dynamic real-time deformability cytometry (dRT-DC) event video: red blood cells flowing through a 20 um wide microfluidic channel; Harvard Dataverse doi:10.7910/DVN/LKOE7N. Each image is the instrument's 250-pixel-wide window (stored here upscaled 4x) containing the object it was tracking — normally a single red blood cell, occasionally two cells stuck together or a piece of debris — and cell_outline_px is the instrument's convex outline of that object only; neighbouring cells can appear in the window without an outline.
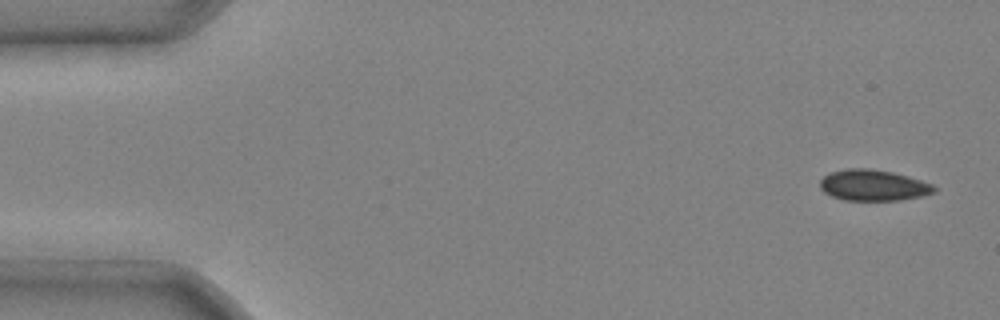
{"species": "common noctule bat (a hibernating species)", "species_latin": "Nyctalus noctula", "temperature_condition": "cold", "stored_images_in_passage": 4, "camera_frame_rate_fps": 3000, "um_per_image_px": 0.085, "animal": {"sex": "male", "body_mass_g": 20.4}, "frame": {"image": 1, "passage_image": 1, "time_ms": 0.0, "image_size_px": [1000, 320], "cell_outline_px": [[936, 192], [920, 196], [900, 200], [844, 200], [832, 196], [824, 192], [820, 188], [820, 180], [828, 172], [848, 168], [868, 168], [892, 172], [908, 176], [932, 184], [936, 188]], "centroid_in_image_um": [74.2, 15.74], "position_along_channel_um": 10.8, "area_um2": 20.63}}
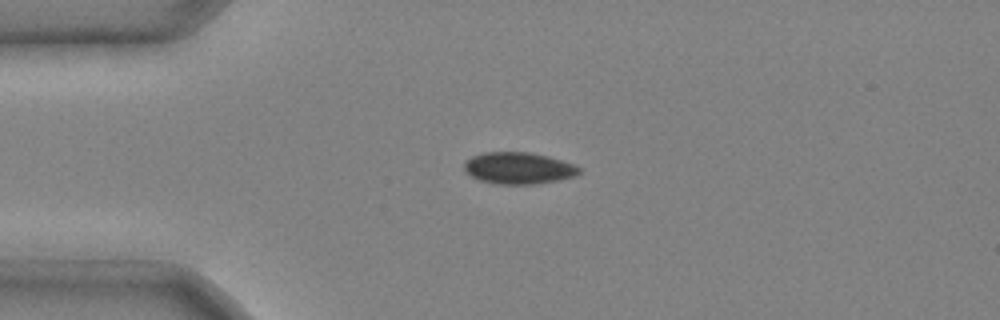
{"frame": {"image": 2, "passage_image": 3, "time_ms": 0.667, "image_size_px": [1000, 320], "cell_outline_px": [[580, 172], [576, 176], [560, 180], [532, 184], [496, 184], [480, 180], [472, 176], [464, 168], [464, 164], [472, 156], [484, 152], [532, 152], [548, 156], [572, 164], [580, 168]], "centroid_in_image_um": [44.09, 14.29], "position_along_channel_um": 40.9, "area_um2": 21.1}}
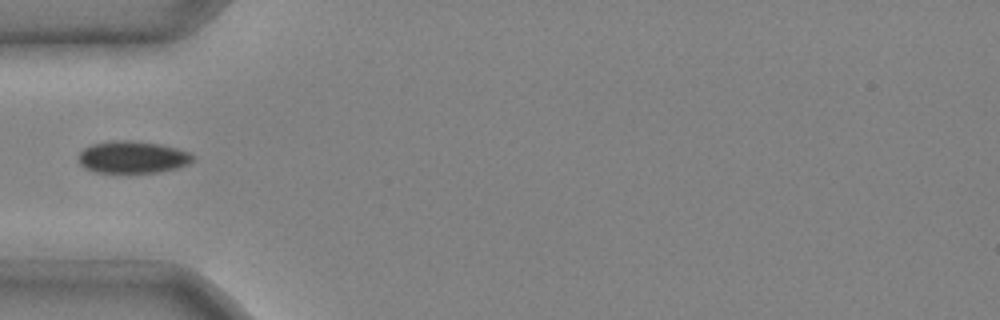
{"frame": {"image": 3, "passage_image": 4, "time_ms": 1.0, "image_size_px": [1000, 320], "cell_outline_px": [[196, 156], [188, 164], [176, 168], [156, 172], [96, 172], [84, 168], [80, 164], [80, 152], [84, 148], [92, 144], [112, 140], [128, 140], [160, 144], [176, 148], [188, 152]], "centroid_in_image_um": [11.27, 13.35], "position_along_channel_um": 73.7, "area_um2": 21.21}}